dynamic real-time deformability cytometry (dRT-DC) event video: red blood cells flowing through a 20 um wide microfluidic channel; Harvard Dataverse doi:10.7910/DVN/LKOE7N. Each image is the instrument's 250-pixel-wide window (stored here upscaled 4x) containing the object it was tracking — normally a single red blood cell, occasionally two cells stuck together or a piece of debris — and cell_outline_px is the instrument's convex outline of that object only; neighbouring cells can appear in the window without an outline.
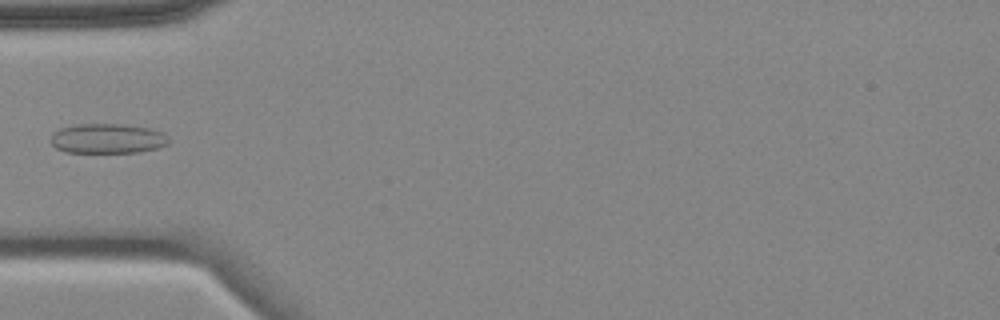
{"species": "common noctule bat (a hibernating species)", "species_latin": "Nyctalus noctula", "temperature_condition": "cold", "stored_images_in_passage": 6, "camera_frame_rate_fps": 3000, "um_per_image_px": 0.085, "animal": {"sex": "female", "body_mass_g": 18.4}, "frame": {"image": 1, "passage_image": 6, "time_ms": 5.667, "image_size_px": [1000, 320], "cell_outline_px": [[168, 144], [156, 148], [140, 152], [64, 152], [56, 148], [52, 144], [52, 136], [60, 128], [76, 124], [124, 124], [148, 128], [164, 132], [168, 136]], "centroid_in_image_um": [9.16, 11.77], "position_along_channel_um": 75.8, "area_um2": 20.4}}